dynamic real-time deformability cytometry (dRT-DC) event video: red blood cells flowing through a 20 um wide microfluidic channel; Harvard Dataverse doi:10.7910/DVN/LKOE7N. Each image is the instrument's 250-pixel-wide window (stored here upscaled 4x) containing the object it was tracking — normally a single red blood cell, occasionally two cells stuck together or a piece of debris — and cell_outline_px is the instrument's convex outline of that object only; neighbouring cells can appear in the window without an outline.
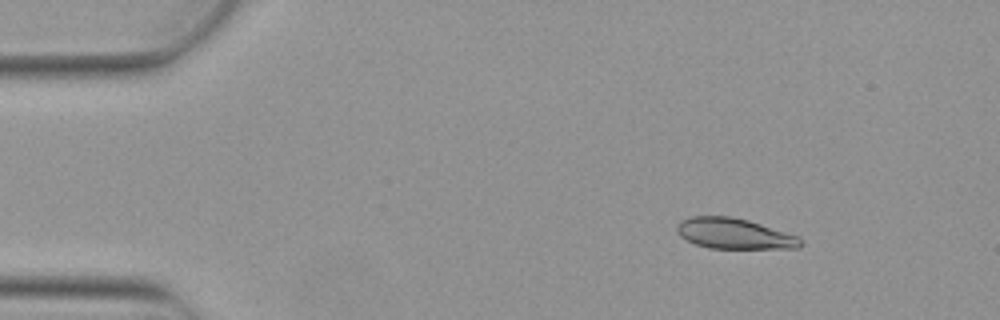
{"species": "Egyptian fruit bat (a non-hibernating species)", "species_latin": "Rousettus aegyptiacus", "temperature_condition": "warm", "stored_images_in_passage": 4, "camera_frame_rate_fps": 3000, "um_per_image_px": 0.085, "animal": {"sex": "female"}, "frame": {"image": 1, "passage_image": 2, "time_ms": 0.333, "image_size_px": [1000, 320], "cell_outline_px": [[804, 244], [796, 248], [708, 248], [696, 244], [680, 236], [676, 228], [676, 224], [680, 220], [688, 216], [728, 216], [748, 220], [800, 236], [804, 240]], "centroid_in_image_um": [62.43, 19.85], "position_along_channel_um": 22.6, "area_um2": 22.2}}
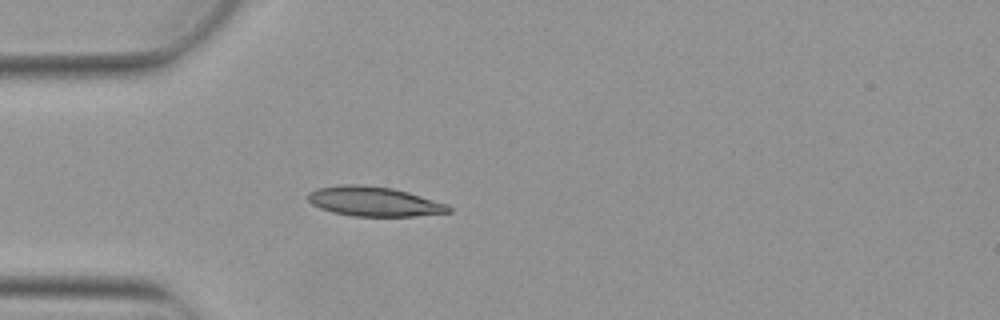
{"frame": {"image": 2, "passage_image": 4, "time_ms": 1.0, "image_size_px": [1000, 320], "cell_outline_px": [[452, 212], [416, 216], [352, 216], [332, 212], [320, 208], [312, 204], [308, 200], [308, 192], [316, 188], [344, 184], [360, 184], [392, 188], [408, 192], [448, 204], [452, 208]], "centroid_in_image_um": [31.8, 17.12], "position_along_channel_um": 53.2, "area_um2": 24.39}}